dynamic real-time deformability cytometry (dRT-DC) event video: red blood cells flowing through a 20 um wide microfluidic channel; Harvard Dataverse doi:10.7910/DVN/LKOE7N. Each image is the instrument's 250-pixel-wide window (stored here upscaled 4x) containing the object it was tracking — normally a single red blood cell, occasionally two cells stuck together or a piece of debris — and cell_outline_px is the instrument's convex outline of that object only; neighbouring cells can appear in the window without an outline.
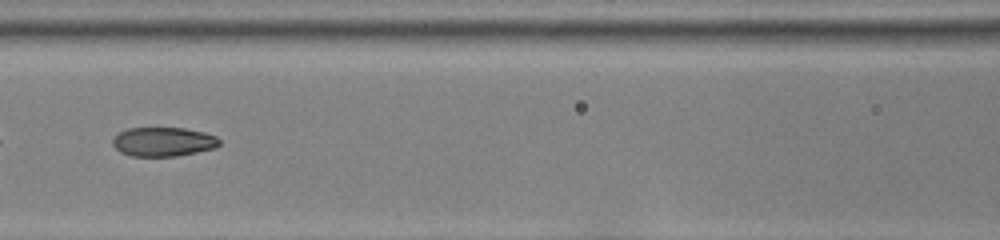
{"species": "common noctule bat (a hibernating species)", "species_latin": "Nyctalus noctula", "temperature_condition": "room temperature", "stored_images_in_passage": 40, "segment_of_instrument_passage": [2, 2], "camera_frame_rate_fps": 3000, "um_per_image_px": 0.085, "animal": {"sex": "female", "body_mass_g": 22.0, "forearm_length_mm": 56.7}, "frame": {"image": 1, "passage_image": 27, "time_ms": 8.667, "image_size_px": [1000, 240], "cell_outline_px": [[220, 144], [216, 148], [176, 156], [132, 156], [120, 152], [112, 144], [112, 140], [120, 132], [128, 128], [184, 128], [204, 132], [216, 136], [220, 140]], "centroid_in_image_um": [13.9, 12.05], "position_along_channel_um": 152.7, "area_um2": 18.09}}
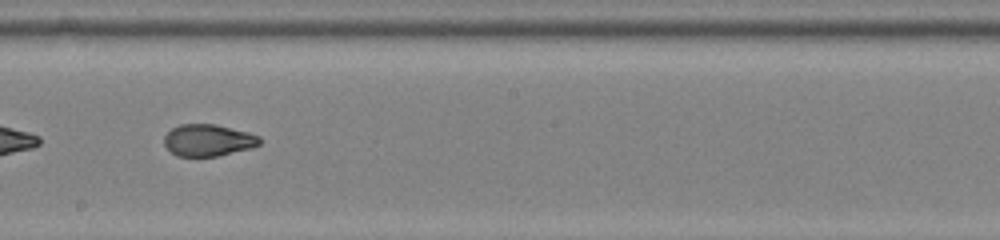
{"frame": {"image": 2, "passage_image": 33, "time_ms": 10.667, "image_size_px": [1000, 240], "cell_outline_px": [[260, 144], [252, 148], [216, 156], [176, 156], [164, 144], [164, 136], [172, 128], [180, 124], [216, 124], [248, 132], [260, 136]], "centroid_in_image_um": [17.7, 11.91], "position_along_channel_um": 230.5, "area_um2": 17.69}}
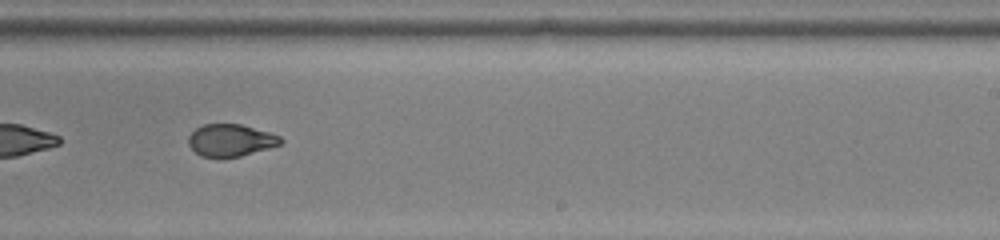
{"frame": {"image": 3, "passage_image": 36, "time_ms": 11.667, "image_size_px": [1000, 240], "cell_outline_px": [[284, 140], [280, 144], [268, 148], [240, 156], [200, 156], [188, 144], [188, 136], [196, 128], [204, 124], [240, 124], [268, 132], [280, 136]], "centroid_in_image_um": [19.59, 11.9], "position_along_channel_um": 269.4, "area_um2": 16.94}}